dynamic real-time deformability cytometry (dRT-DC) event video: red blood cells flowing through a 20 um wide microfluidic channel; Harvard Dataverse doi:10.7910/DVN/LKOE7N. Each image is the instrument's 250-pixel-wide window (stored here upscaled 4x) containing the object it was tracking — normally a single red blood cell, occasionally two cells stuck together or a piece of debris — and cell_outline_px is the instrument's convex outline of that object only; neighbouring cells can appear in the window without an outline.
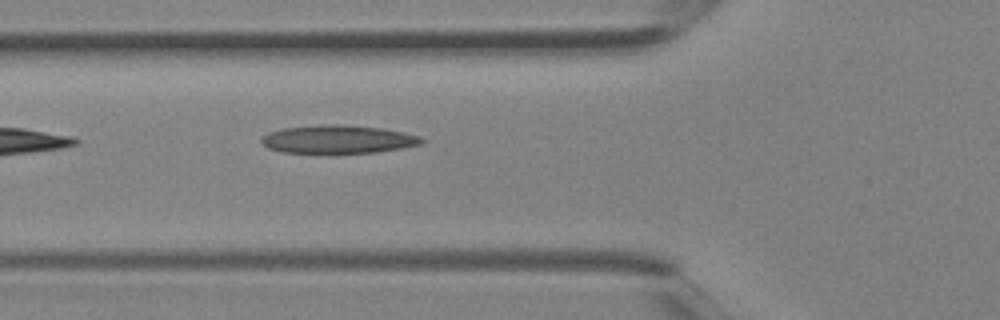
{"species": "Egyptian fruit bat (a non-hibernating species)", "species_latin": "Rousettus aegyptiacus", "temperature_condition": "room temperature", "stored_images_in_passage": 3, "camera_frame_rate_fps": 3000, "um_per_image_px": 0.085, "animal": {"sex": "female"}, "frame": {"image": 1, "passage_image": 3, "time_ms": 0.667, "image_size_px": [1000, 320], "cell_outline_px": [[424, 140], [420, 144], [400, 148], [376, 152], [280, 152], [268, 148], [260, 140], [268, 132], [284, 128], [332, 124], [340, 124], [380, 128], [404, 132], [420, 136]], "centroid_in_image_um": [28.73, 11.83], "position_along_channel_um": 97.1, "area_um2": 25.78}}